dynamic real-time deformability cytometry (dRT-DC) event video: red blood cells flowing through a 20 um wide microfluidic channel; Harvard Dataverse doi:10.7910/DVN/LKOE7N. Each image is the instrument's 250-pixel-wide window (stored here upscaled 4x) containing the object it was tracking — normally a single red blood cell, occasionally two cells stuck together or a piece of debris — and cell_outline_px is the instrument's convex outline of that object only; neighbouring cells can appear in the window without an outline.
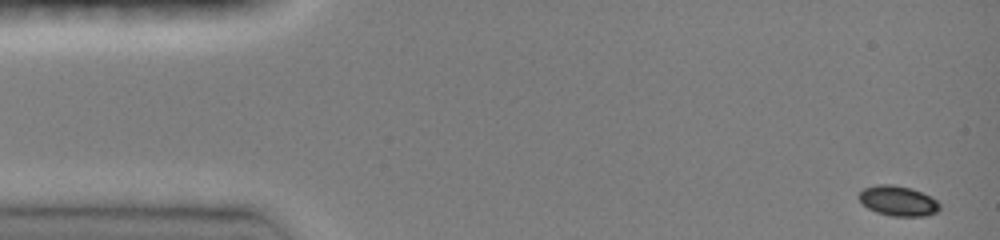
{"species": "common noctule bat (a hibernating species)", "species_latin": "Nyctalus noctula", "temperature_condition": "room temperature", "stored_images_in_passage": 46, "camera_frame_rate_fps": 3000, "um_per_image_px": 0.085, "animal": {"sex": "female", "body_mass_g": 19.0, "forearm_length_mm": 51.5}, "frame": {"image": 1, "passage_image": 1, "time_ms": 0.0, "image_size_px": [1000, 240], "cell_outline_px": [[940, 208], [936, 212], [924, 216], [892, 216], [876, 212], [868, 208], [860, 200], [860, 192], [864, 188], [876, 184], [892, 184], [912, 188], [936, 200], [940, 204]], "centroid_in_image_um": [76.33, 17.07], "position_along_channel_um": 8.7, "area_um2": 13.99}}
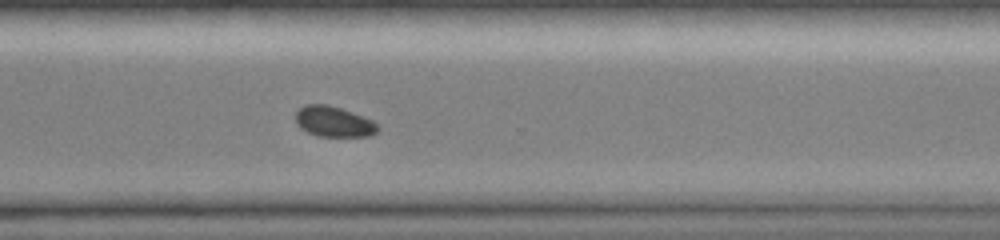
{"frame": {"image": 2, "passage_image": 34, "time_ms": 11.0, "image_size_px": [1000, 240], "cell_outline_px": [[380, 128], [376, 132], [368, 136], [316, 136], [300, 128], [296, 124], [296, 112], [304, 104], [328, 104], [352, 112], [372, 120]], "centroid_in_image_um": [28.34, 10.33], "position_along_channel_um": 342.3, "area_um2": 14.57}}
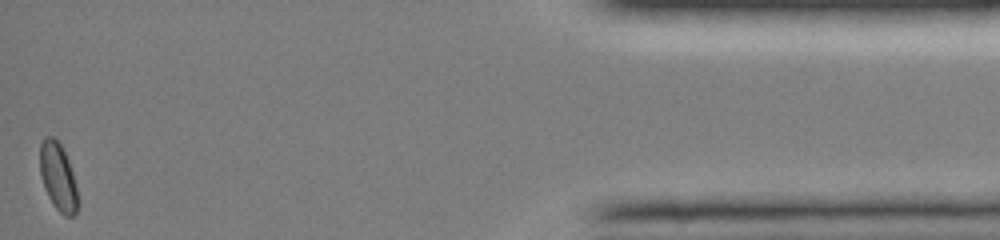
{"frame": {"image": 3, "passage_image": 46, "time_ms": 15.0, "image_size_px": [1000, 240], "cell_outline_px": [[76, 212], [72, 216], [64, 216], [52, 204], [44, 188], [40, 172], [40, 144], [44, 136], [52, 136], [60, 144], [68, 160], [72, 172], [76, 188]], "centroid_in_image_um": [4.89, 15.01], "position_along_channel_um": 430.3, "area_um2": 14.62}, "authors_computed_cell_mechanics": {"area_um2": 15.0858, "velocity_mm_per_s": 4.076, "shape_relaxation_time_tau1_ms": 5.4357, "shape_relaxation_time_tau2_ms": null, "deformation_change_tau1": 0.0674, "deformation_change_tau2": null}}